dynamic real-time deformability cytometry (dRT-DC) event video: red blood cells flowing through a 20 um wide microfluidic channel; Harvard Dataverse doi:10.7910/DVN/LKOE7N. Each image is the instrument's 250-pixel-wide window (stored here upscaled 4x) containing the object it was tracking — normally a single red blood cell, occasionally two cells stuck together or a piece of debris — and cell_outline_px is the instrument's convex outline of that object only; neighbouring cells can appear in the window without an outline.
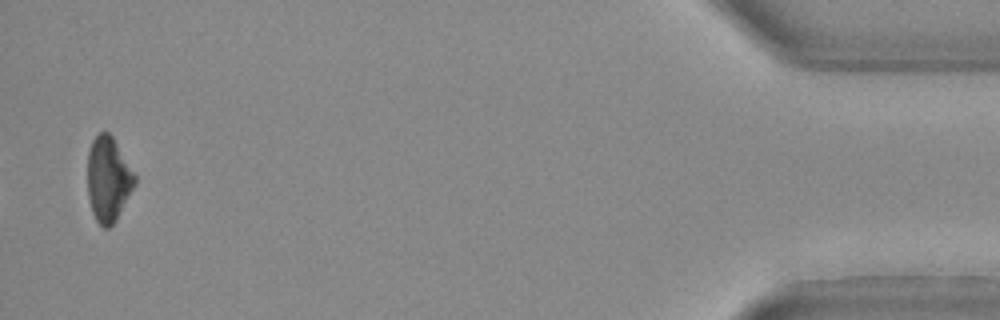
{"species": "Egyptian fruit bat (a non-hibernating species)", "species_latin": "Rousettus aegyptiacus", "temperature_condition": "warm", "stored_images_in_passage": 32, "camera_frame_rate_fps": 3000, "um_per_image_px": 0.085, "animal": {"sex": "female"}, "frame": {"image": 1, "passage_image": 32, "time_ms": 10.333, "image_size_px": [1000, 320], "cell_outline_px": [[136, 184], [116, 220], [108, 228], [104, 228], [96, 220], [92, 212], [88, 196], [88, 152], [92, 140], [100, 132], [108, 132], [112, 136], [136, 176]], "centroid_in_image_um": [9.2, 15.24], "position_along_channel_um": 426.0, "area_um2": 23.18}}